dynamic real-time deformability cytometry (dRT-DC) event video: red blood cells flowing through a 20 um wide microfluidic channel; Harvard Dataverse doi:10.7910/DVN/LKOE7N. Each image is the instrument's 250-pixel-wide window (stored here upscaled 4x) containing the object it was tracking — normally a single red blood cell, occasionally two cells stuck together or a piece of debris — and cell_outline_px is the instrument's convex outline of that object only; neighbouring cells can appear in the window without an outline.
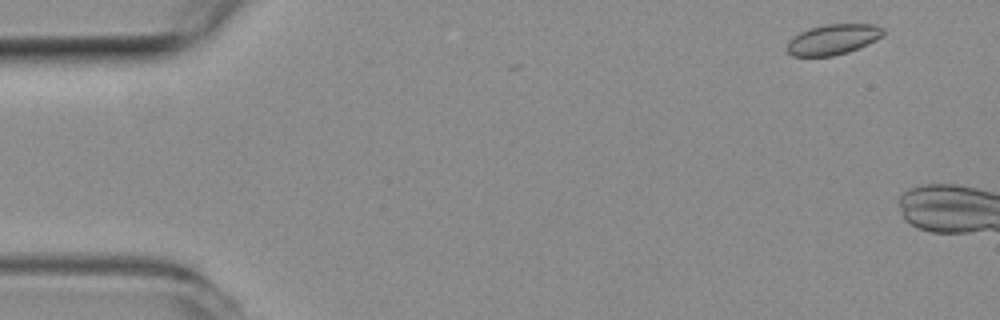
{"species": "common noctule bat (a hibernating species)", "species_latin": "Nyctalus noctula", "temperature_condition": "room temperature", "stored_images_in_passage": 3, "camera_frame_rate_fps": 3000, "um_per_image_px": 0.085, "animal": {"sex": "female", "body_mass_g": 19.3, "forearm_length_mm": 54.1}, "frame": {"image": 1, "passage_image": 3, "time_ms": 0.667, "image_size_px": [1000, 320], "cell_outline_px": [[884, 36], [868, 44], [848, 52], [832, 56], [792, 56], [788, 52], [788, 40], [800, 32], [824, 24], [876, 24], [884, 28]], "centroid_in_image_um": [70.85, 3.34], "position_along_channel_um": 14.2, "area_um2": 17.05}}